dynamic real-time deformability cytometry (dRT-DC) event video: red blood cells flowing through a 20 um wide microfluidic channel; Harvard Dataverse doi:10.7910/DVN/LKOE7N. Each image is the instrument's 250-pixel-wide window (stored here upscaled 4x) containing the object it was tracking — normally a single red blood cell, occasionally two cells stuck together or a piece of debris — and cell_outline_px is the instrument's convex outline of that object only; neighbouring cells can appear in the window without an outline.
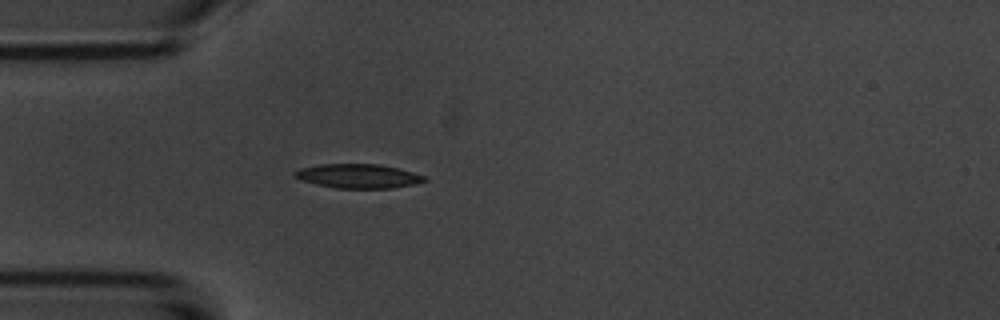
{"species": "common noctule bat (a hibernating species)", "species_latin": "Nyctalus noctula", "temperature_condition": "room temperature", "stored_images_in_passage": 5, "camera_frame_rate_fps": 3000, "um_per_image_px": 0.085, "animal": {"sex": "male", "body_mass_g": 20.1, "forearm_length_mm": 53.5}, "frame": {"image": 1, "passage_image": 5, "time_ms": 4.667, "image_size_px": [1000, 320], "cell_outline_px": [[428, 180], [412, 184], [392, 188], [336, 188], [316, 184], [300, 180], [292, 172], [300, 168], [320, 164], [380, 164], [412, 172], [424, 176]], "centroid_in_image_um": [30.41, 14.96], "position_along_channel_um": 54.6, "area_um2": 18.09}}